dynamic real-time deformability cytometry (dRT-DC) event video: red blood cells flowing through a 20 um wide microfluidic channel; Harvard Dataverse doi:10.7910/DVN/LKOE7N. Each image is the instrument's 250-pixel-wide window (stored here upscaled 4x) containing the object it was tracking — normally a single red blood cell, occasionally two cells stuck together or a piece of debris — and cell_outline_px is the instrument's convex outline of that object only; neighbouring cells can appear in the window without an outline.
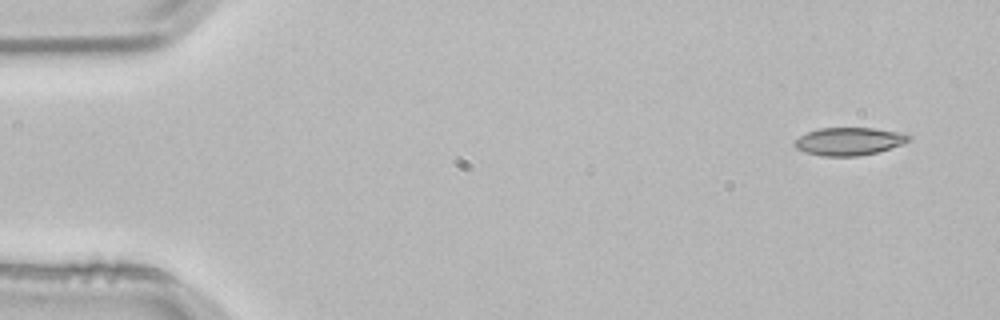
{"species": "common noctule bat (a hibernating species)", "species_latin": "Nyctalus noctula", "temperature_condition": "room temperature", "stored_images_in_passage": 3, "camera_frame_rate_fps": 3000, "um_per_image_px": 0.085, "animal": {"sex": "male", "body_mass_g": 21.5, "forearm_length_mm": 52.0}, "frame": {"image": 1, "passage_image": 1, "time_ms": 0.0, "image_size_px": [1000, 320], "cell_outline_px": [[912, 136], [908, 140], [900, 144], [876, 152], [856, 156], [820, 156], [804, 152], [796, 148], [792, 144], [800, 136], [808, 132], [820, 128], [876, 128], [908, 132]], "centroid_in_image_um": [72.17, 12.0], "position_along_channel_um": 12.8, "area_um2": 18.55}}
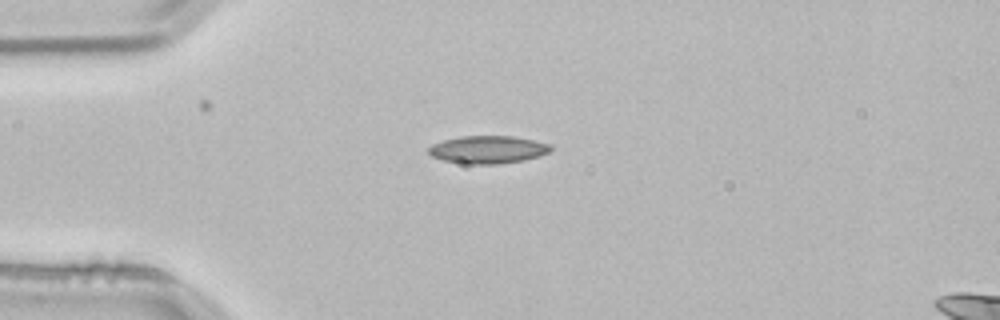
{"frame": {"image": 2, "passage_image": 3, "time_ms": 0.667, "image_size_px": [1000, 320], "cell_outline_px": [[552, 148], [548, 152], [540, 156], [524, 160], [500, 164], [464, 164], [444, 160], [432, 156], [428, 152], [428, 148], [432, 144], [444, 140], [460, 136], [512, 136], [552, 144]], "centroid_in_image_um": [41.48, 12.72], "position_along_channel_um": 43.5, "area_um2": 19.77}}